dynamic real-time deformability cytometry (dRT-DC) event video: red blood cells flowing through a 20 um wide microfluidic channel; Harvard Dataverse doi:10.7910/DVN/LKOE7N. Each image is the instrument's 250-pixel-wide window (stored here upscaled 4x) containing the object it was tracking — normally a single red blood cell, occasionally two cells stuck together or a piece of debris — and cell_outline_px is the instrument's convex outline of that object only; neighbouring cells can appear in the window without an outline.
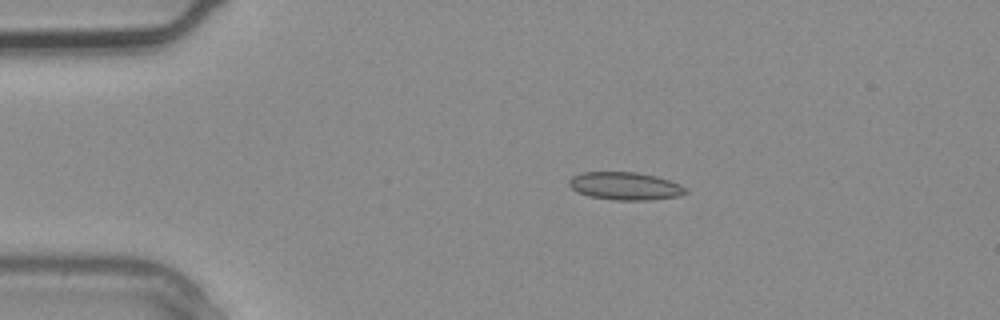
{"species": "common noctule bat (a hibernating species)", "species_latin": "Nyctalus noctula", "temperature_condition": "warm", "stored_images_in_passage": 2, "camera_frame_rate_fps": 3000, "um_per_image_px": 0.085, "animal": {"sex": "male", "body_mass_g": 20.4}, "frame": {"image": 1, "passage_image": 2, "time_ms": 0.333, "image_size_px": [1000, 320], "cell_outline_px": [[688, 192], [680, 196], [648, 200], [616, 200], [588, 196], [576, 192], [568, 184], [568, 180], [572, 176], [584, 172], [636, 172], [656, 176], [680, 184]], "centroid_in_image_um": [53.11, 15.81], "position_along_channel_um": 31.9, "area_um2": 18.9}}